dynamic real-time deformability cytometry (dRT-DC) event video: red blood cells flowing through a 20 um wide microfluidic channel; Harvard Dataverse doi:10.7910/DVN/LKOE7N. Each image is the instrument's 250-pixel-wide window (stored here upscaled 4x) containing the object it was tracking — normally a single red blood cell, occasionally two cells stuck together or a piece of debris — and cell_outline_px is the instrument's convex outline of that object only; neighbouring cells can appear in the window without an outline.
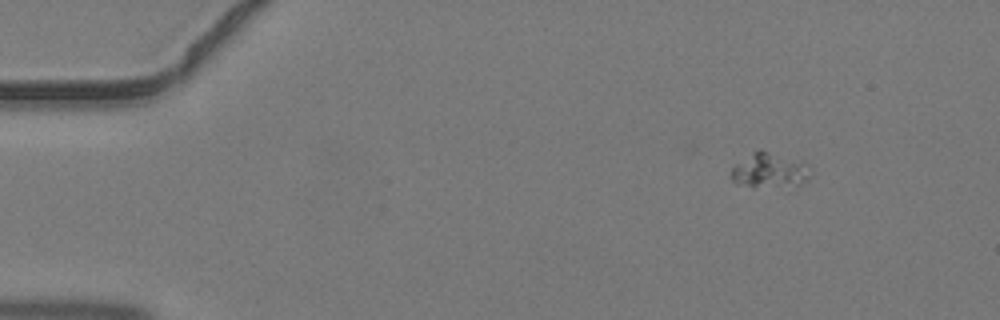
{"species": "common noctule bat (a hibernating species)", "species_latin": "Nyctalus noctula", "temperature_condition": "warm", "stored_images_in_passage": 40, "camera_frame_rate_fps": 3000, "um_per_image_px": 0.085, "animal": {"sex": "male", "body_mass_g": 19.2, "forearm_length_mm": 51.8}, "frame": {"image": 1, "passage_image": 1, "time_ms": 0.0, "image_size_px": [1000, 320], "cell_outline_px": [[808, 180], [800, 184], [752, 188], [736, 184], [728, 176], [732, 168], [736, 164], [752, 152], [760, 148], [808, 164]], "centroid_in_image_um": [65.32, 14.49], "position_along_channel_um": 19.7, "area_um2": 16.13}}
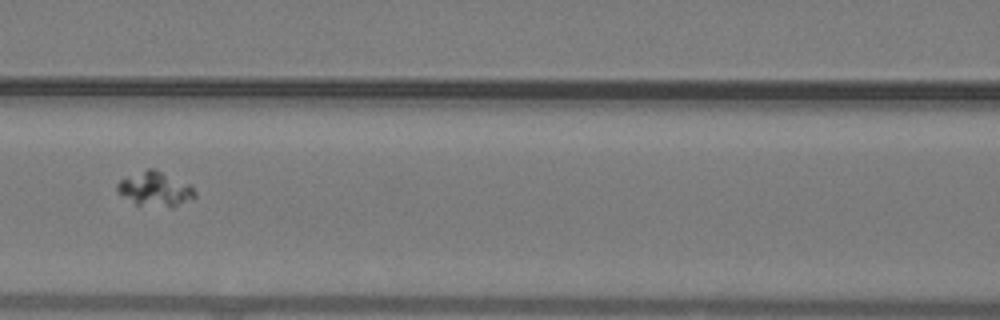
{"frame": {"image": 2, "passage_image": 16, "time_ms": 5.0, "image_size_px": [1000, 320], "cell_outline_px": [[196, 196], [172, 208], [136, 204], [116, 192], [116, 184], [120, 180], [148, 168], [152, 168], [188, 184], [196, 192]], "centroid_in_image_um": [13.16, 16.09], "position_along_channel_um": 153.4, "area_um2": 15.26}}
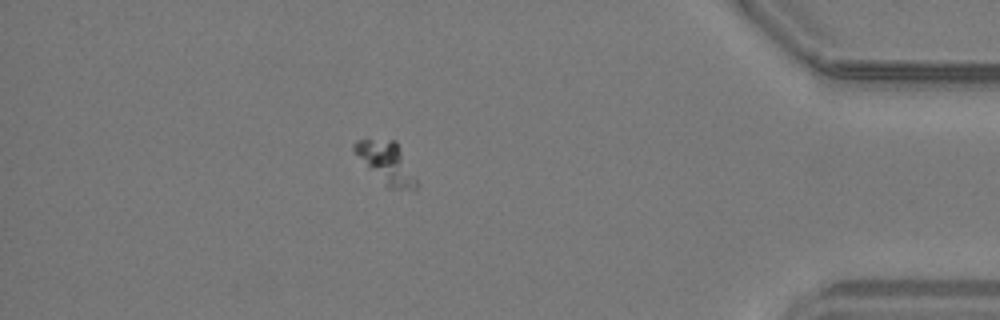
{"frame": {"image": 3, "passage_image": 35, "time_ms": 11.333, "image_size_px": [1000, 320], "cell_outline_px": [[416, 192], [388, 188], [368, 168], [352, 148], [352, 144], [356, 140], [396, 140], [416, 180]], "centroid_in_image_um": [32.86, 13.87], "position_along_channel_um": 402.3, "area_um2": 14.74}}